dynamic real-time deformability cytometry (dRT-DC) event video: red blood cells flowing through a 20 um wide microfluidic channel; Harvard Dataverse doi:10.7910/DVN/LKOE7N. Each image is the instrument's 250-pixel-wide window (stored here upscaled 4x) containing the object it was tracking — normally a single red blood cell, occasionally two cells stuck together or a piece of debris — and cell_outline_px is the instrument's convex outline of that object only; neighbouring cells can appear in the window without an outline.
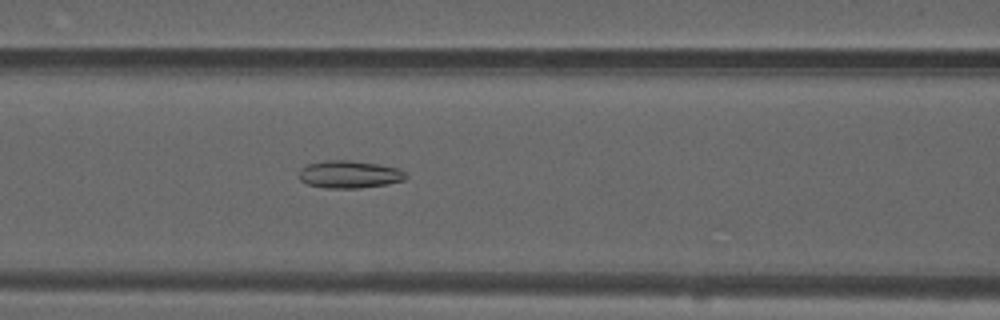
{"species": "common noctule bat (a hibernating species)", "species_latin": "Nyctalus noctula", "temperature_condition": "warm", "stored_images_in_passage": 39, "camera_frame_rate_fps": 3000, "um_per_image_px": 0.085, "animal": {"sex": "male", "forearm_length_mm": 52.5}, "frame": {"image": 1, "passage_image": 8, "time_ms": 2.333, "image_size_px": [1000, 320], "cell_outline_px": [[408, 176], [404, 180], [388, 184], [360, 188], [324, 188], [308, 184], [300, 180], [296, 176], [300, 168], [308, 164], [328, 160], [348, 160], [376, 164], [400, 168]], "centroid_in_image_um": [29.67, 14.83], "position_along_channel_um": 136.9, "area_um2": 17.28}}
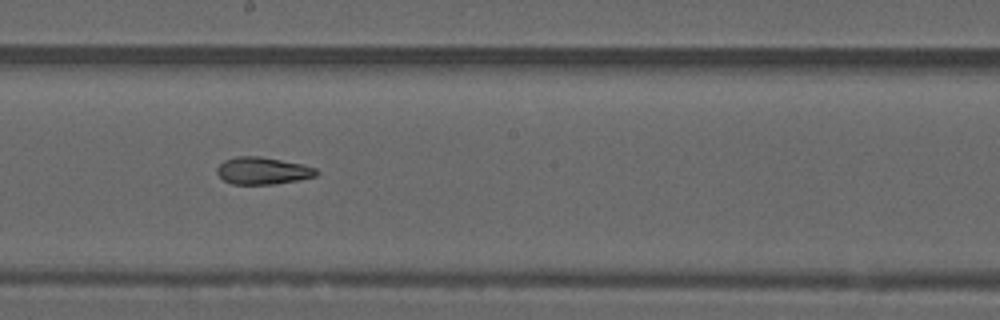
{"frame": {"image": 2, "passage_image": 15, "time_ms": 4.667, "image_size_px": [1000, 320], "cell_outline_px": [[320, 172], [316, 176], [300, 180], [276, 184], [232, 184], [224, 180], [216, 172], [216, 168], [224, 160], [236, 156], [260, 156], [300, 164], [316, 168]], "centroid_in_image_um": [22.33, 14.52], "position_along_channel_um": 225.9, "area_um2": 15.78}}
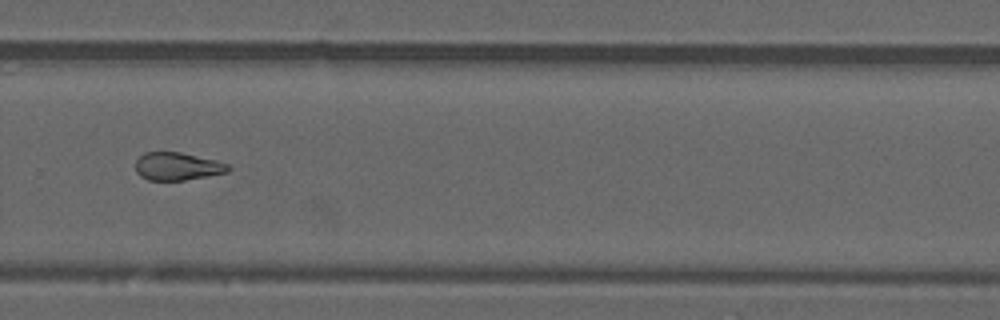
{"frame": {"image": 3, "passage_image": 22, "time_ms": 7.0, "image_size_px": [1000, 320], "cell_outline_px": [[232, 168], [228, 172], [208, 176], [184, 180], [148, 180], [140, 176], [136, 172], [136, 160], [144, 152], [180, 152], [216, 160], [228, 164]], "centroid_in_image_um": [15.08, 14.14], "position_along_channel_um": 314.7, "area_um2": 15.09}, "authors_computed_cell_mechanics": {"area_um2": 16.0106, "velocity_mm_per_s": 3.8245, "shape_relaxation_time_tau1_ms": null, "shape_relaxation_time_tau2_ms": 3.3384, "deformation_change_tau1": null, "deformation_change_tau2": 0.107}}